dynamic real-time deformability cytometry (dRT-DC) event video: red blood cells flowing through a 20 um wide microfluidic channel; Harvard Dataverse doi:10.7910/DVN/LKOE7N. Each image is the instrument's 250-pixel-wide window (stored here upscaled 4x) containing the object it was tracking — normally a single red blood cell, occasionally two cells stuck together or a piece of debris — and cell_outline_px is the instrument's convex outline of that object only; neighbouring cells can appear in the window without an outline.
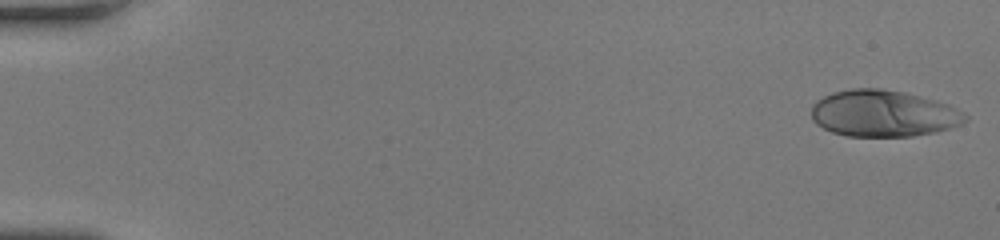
{"species": "human", "species_latin": "Homo sapiens", "temperature_condition": "room temperature", "stored_images_in_passage": 55, "camera_frame_rate_fps": 3000, "um_per_image_px": 0.085, "donor": {"sex": "female"}, "frame": {"image": 1, "passage_image": 1, "time_ms": 0.0, "image_size_px": [1000, 240], "cell_outline_px": [[968, 120], [952, 128], [936, 132], [912, 136], [848, 136], [832, 132], [816, 124], [812, 120], [812, 104], [816, 100], [832, 92], [852, 88], [880, 88], [904, 92], [948, 104], [968, 116]], "centroid_in_image_um": [75.07, 9.64], "position_along_channel_um": 9.9, "area_um2": 41.79}}
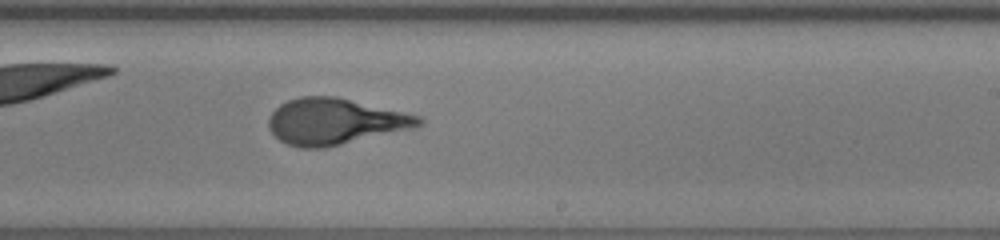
{"frame": {"image": 2, "passage_image": 36, "time_ms": 11.667, "image_size_px": [1000, 240], "cell_outline_px": [[424, 120], [416, 128], [324, 148], [300, 148], [288, 144], [280, 140], [268, 128], [268, 120], [272, 112], [280, 104], [288, 100], [300, 96], [336, 96], [420, 116]], "centroid_in_image_um": [28.46, 10.33], "position_along_channel_um": 260.5, "area_um2": 40.34}}
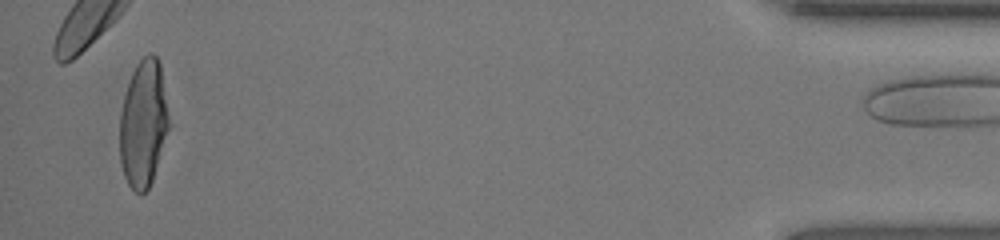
{"frame": {"image": 3, "passage_image": 54, "time_ms": 17.667, "image_size_px": [1000, 240], "cell_outline_px": [[168, 128], [152, 180], [148, 188], [144, 192], [136, 192], [128, 184], [124, 176], [120, 164], [120, 112], [124, 96], [132, 72], [136, 64], [148, 52], [152, 52], [156, 56], [160, 64], [168, 116]], "centroid_in_image_um": [12.16, 10.48], "position_along_channel_um": 423.0, "area_um2": 35.84}}